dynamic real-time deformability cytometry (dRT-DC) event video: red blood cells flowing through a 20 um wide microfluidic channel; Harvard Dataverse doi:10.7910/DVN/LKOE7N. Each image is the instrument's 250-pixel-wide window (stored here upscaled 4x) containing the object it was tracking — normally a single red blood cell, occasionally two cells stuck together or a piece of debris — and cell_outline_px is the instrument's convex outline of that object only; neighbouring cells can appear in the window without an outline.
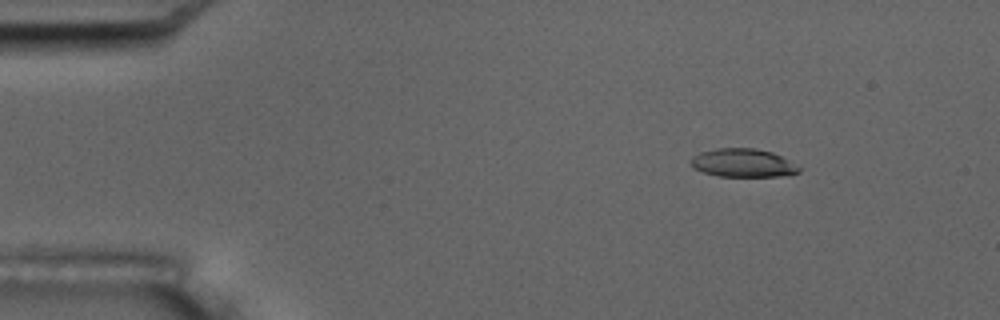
{"species": "common noctule bat (a hibernating species)", "species_latin": "Nyctalus noctula", "temperature_condition": "room temperature", "stored_images_in_passage": 6, "camera_frame_rate_fps": 3000, "um_per_image_px": 0.085, "animal": {"sex": "male", "body_mass_g": 17.5, "forearm_length_mm": 52.3}, "frame": {"image": 1, "passage_image": 3, "time_ms": 2.333, "image_size_px": [1000, 320], "cell_outline_px": [[800, 172], [780, 176], [720, 176], [704, 172], [692, 168], [692, 156], [700, 152], [716, 148], [756, 148], [772, 152], [780, 156], [800, 168]], "centroid_in_image_um": [63.12, 13.84], "position_along_channel_um": 21.9, "area_um2": 17.63}}